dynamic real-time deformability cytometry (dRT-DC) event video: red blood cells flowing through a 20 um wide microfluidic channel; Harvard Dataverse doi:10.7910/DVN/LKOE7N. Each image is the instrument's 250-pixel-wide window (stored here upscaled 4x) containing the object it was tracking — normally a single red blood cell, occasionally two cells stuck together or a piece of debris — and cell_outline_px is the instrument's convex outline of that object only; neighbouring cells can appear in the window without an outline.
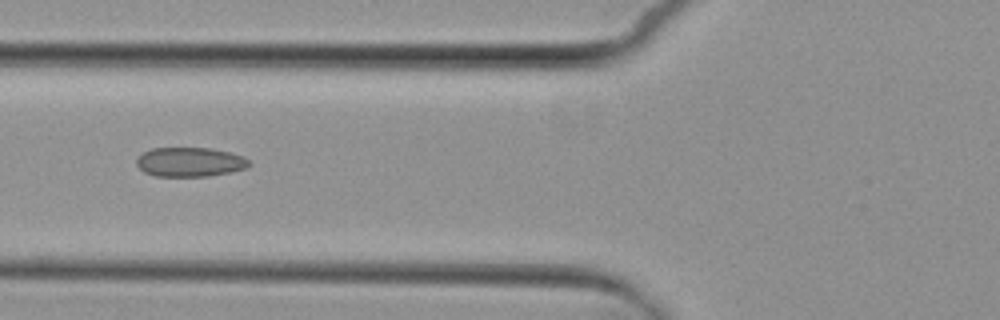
{"species": "common noctule bat (a hibernating species)", "species_latin": "Nyctalus noctula", "temperature_condition": "cold", "stored_images_in_passage": 5, "camera_frame_rate_fps": 3000, "um_per_image_px": 0.085, "animal": {"sex": "female", "body_mass_g": 29.2, "forearm_length_mm": 56.3}, "frame": {"image": 1, "passage_image": 2, "time_ms": 1.333, "image_size_px": [1000, 320], "cell_outline_px": [[252, 164], [248, 168], [232, 172], [208, 176], [156, 176], [144, 172], [136, 164], [136, 160], [144, 152], [152, 148], [208, 148], [232, 152], [244, 156]], "centroid_in_image_um": [16.2, 13.77], "position_along_channel_um": 109.6, "area_um2": 19.36}}
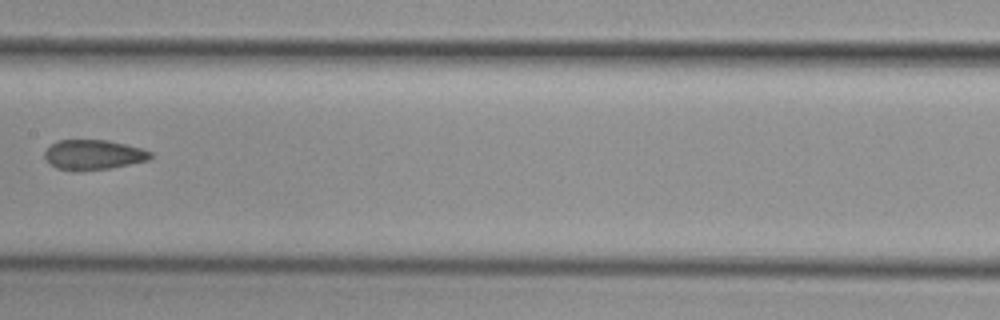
{"frame": {"image": 2, "passage_image": 4, "time_ms": 3.667, "image_size_px": [1000, 320], "cell_outline_px": [[152, 156], [148, 160], [108, 168], [80, 172], [56, 168], [44, 156], [44, 152], [52, 144], [60, 140], [108, 140], [140, 148], [152, 152]], "centroid_in_image_um": [7.93, 13.16], "position_along_channel_um": 199.5, "area_um2": 18.26}}
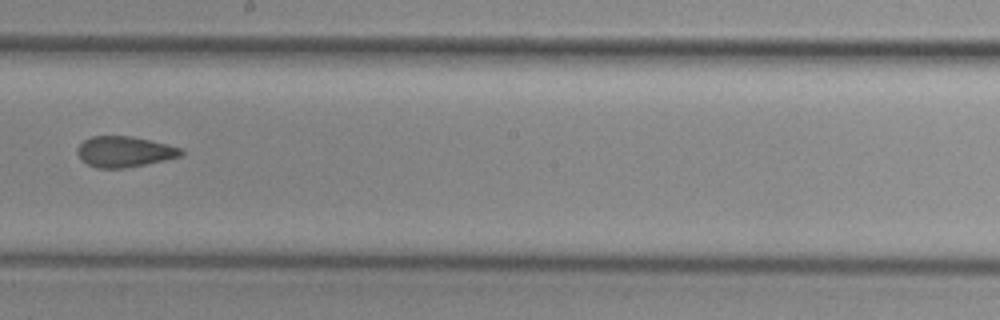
{"frame": {"image": 3, "passage_image": 5, "time_ms": 4.667, "image_size_px": [1000, 320], "cell_outline_px": [[184, 156], [124, 168], [96, 168], [88, 164], [76, 152], [76, 148], [84, 140], [92, 136], [128, 136], [148, 140], [184, 148]], "centroid_in_image_um": [10.6, 12.89], "position_along_channel_um": 237.6, "area_um2": 18.44}}